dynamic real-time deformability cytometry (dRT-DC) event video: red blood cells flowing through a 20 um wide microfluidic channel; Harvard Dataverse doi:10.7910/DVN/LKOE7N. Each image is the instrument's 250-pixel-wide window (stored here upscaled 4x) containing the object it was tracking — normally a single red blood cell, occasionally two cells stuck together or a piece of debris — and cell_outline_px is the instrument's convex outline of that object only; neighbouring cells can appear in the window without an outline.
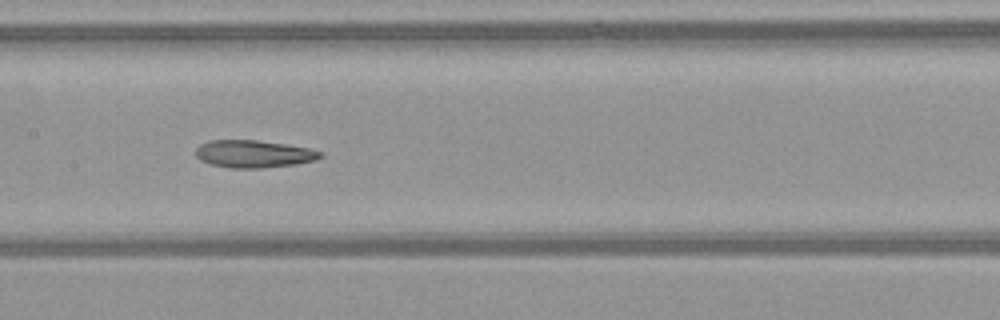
{"species": "common noctule bat (a hibernating species)", "species_latin": "Nyctalus noctula", "temperature_condition": "warm", "stored_images_in_passage": 35, "camera_frame_rate_fps": 3000, "um_per_image_px": 0.085, "animal": {"sex": "female", "body_mass_g": 21.9}, "frame": {"image": 1, "passage_image": 11, "time_ms": 3.333, "image_size_px": [1000, 320], "cell_outline_px": [[324, 156], [316, 160], [296, 164], [264, 168], [228, 168], [208, 164], [200, 160], [196, 156], [196, 148], [200, 144], [208, 140], [256, 140], [284, 144], [308, 148], [324, 152]], "centroid_in_image_um": [21.55, 13.09], "position_along_channel_um": 185.8, "area_um2": 20.17}}
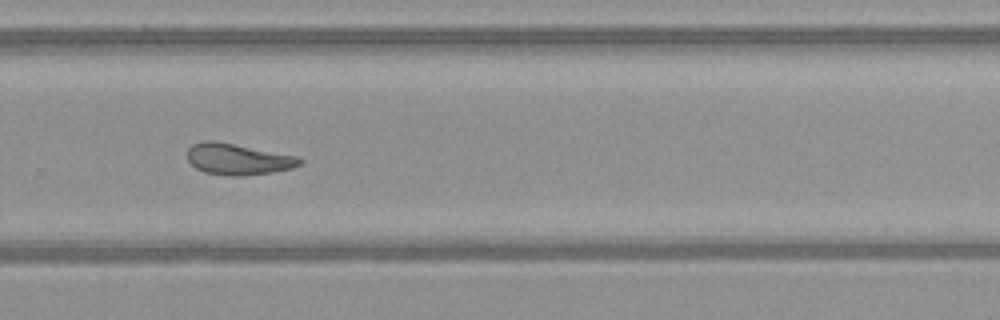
{"frame": {"image": 2, "passage_image": 20, "time_ms": 6.333, "image_size_px": [1000, 320], "cell_outline_px": [[304, 164], [292, 168], [272, 172], [240, 176], [228, 176], [204, 172], [196, 168], [188, 160], [188, 148], [192, 144], [204, 140], [212, 140], [300, 156], [304, 160]], "centroid_in_image_um": [20.27, 13.53], "position_along_channel_um": 309.5, "area_um2": 20.63}}
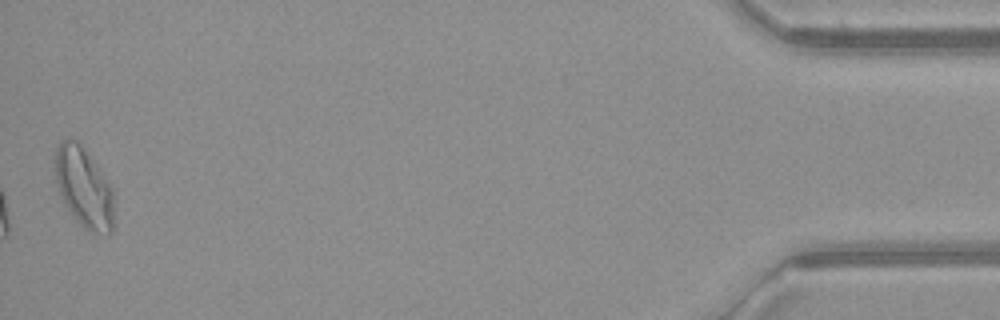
{"frame": {"image": 3, "passage_image": 35, "time_ms": 11.333, "image_size_px": [1000, 320], "cell_outline_px": [[116, 228], [108, 236], [88, 232], [76, 220], [64, 204], [60, 196], [52, 164], [56, 148], [60, 140], [68, 136], [76, 140], [100, 168], [112, 188]], "centroid_in_image_um": [7.14, 15.97], "position_along_channel_um": 428.1, "area_um2": 28.61}, "authors_computed_cell_mechanics": {"area_um2": 20.8658, "velocity_mm_per_s": 4.1418, "shape_relaxation_time_tau1_ms": null, "shape_relaxation_time_tau2_ms": 3.9929, "deformation_change_tau1": null, "deformation_change_tau2": 0.1245}}